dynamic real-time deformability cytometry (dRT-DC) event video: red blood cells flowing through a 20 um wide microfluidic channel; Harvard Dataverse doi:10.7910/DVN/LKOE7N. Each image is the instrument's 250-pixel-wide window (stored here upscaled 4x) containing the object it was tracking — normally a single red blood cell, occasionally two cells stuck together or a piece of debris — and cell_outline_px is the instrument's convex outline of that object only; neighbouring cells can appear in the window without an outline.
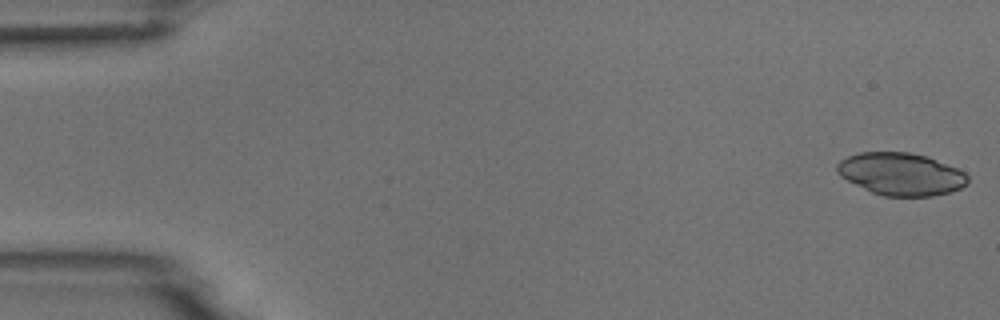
{"species": "common noctule bat (a hibernating species)", "species_latin": "Nyctalus noctula", "temperature_condition": "room temperature", "stored_images_in_passage": 4, "camera_frame_rate_fps": 3000, "um_per_image_px": 0.085, "animal": {"sex": "male", "body_mass_g": 18.8}, "frame": {"image": 1, "passage_image": 1, "time_ms": 0.0, "image_size_px": [1000, 320], "cell_outline_px": [[968, 184], [960, 188], [948, 192], [932, 196], [884, 196], [872, 192], [840, 176], [836, 172], [836, 164], [840, 160], [848, 156], [860, 152], [908, 152], [924, 156], [956, 168], [964, 172], [968, 176]], "centroid_in_image_um": [76.56, 14.79], "position_along_channel_um": 8.4, "area_um2": 32.02}}